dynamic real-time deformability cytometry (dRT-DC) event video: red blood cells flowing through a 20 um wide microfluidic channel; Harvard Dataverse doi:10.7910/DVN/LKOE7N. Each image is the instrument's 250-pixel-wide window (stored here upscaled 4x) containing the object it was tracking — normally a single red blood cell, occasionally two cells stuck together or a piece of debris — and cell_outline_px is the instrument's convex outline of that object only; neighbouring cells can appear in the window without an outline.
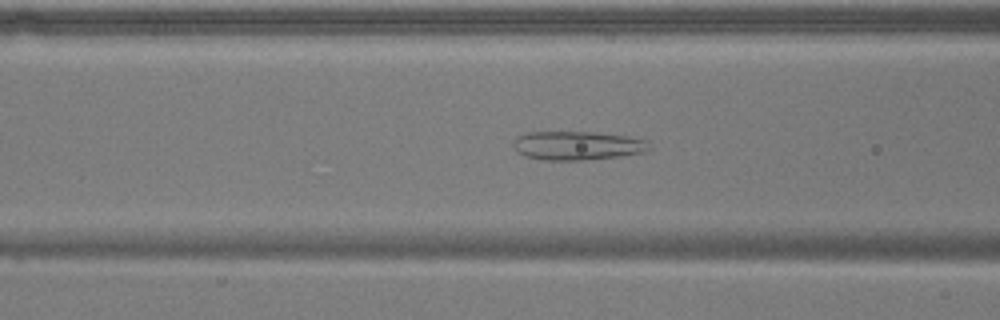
{"species": "common noctule bat (a hibernating species)", "species_latin": "Nyctalus noctula", "temperature_condition": "warm", "stored_images_in_passage": 53, "camera_frame_rate_fps": 3000, "um_per_image_px": 0.085, "animal": {"sex": "male", "body_mass_g": 17.9}, "frame": {"image": 1, "passage_image": 19, "time_ms": 6.0, "image_size_px": [1000, 320], "cell_outline_px": [[648, 148], [644, 152], [620, 156], [584, 160], [544, 160], [524, 156], [516, 152], [512, 144], [516, 136], [528, 132], [592, 132], [628, 136], [648, 140]], "centroid_in_image_um": [49.02, 12.37], "position_along_channel_um": 117.6, "area_um2": 22.89}}
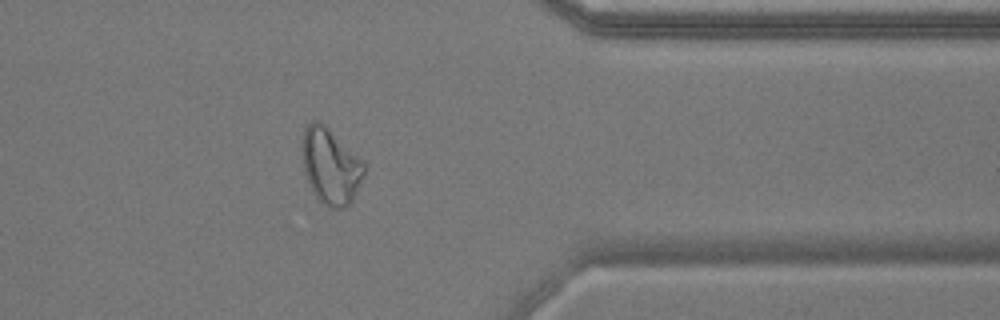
{"frame": {"image": 2, "passage_image": 42, "time_ms": 13.667, "image_size_px": [1000, 320], "cell_outline_px": [[364, 172], [352, 200], [344, 208], [328, 208], [312, 192], [304, 172], [304, 128], [312, 120], [320, 120], [364, 164]], "centroid_in_image_um": [28.08, 14.15], "position_along_channel_um": 383.3, "area_um2": 26.36}}
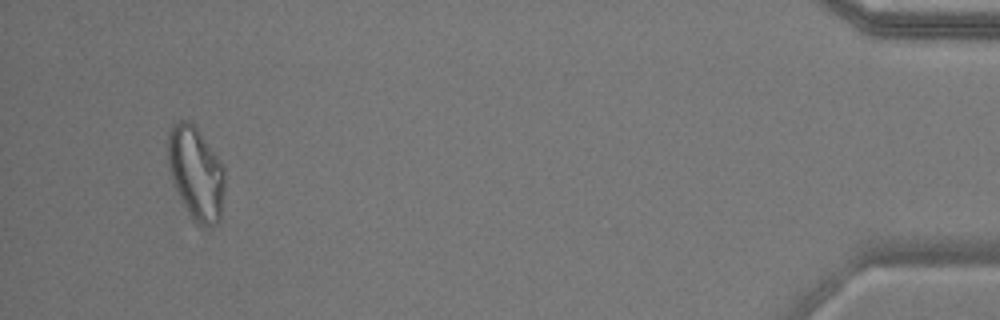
{"frame": {"image": 3, "passage_image": 50, "time_ms": 16.333, "image_size_px": [1000, 320], "cell_outline_px": [[224, 192], [220, 220], [216, 224], [196, 224], [192, 220], [180, 200], [168, 164], [168, 136], [172, 124], [176, 120], [188, 120], [196, 128], [220, 160], [224, 168]], "centroid_in_image_um": [16.65, 14.72], "position_along_channel_um": 418.5, "area_um2": 30.58}, "authors_computed_cell_mechanics": {"area_um2": 27.3972, "velocity_mm_per_s": 3.6513, "shape_relaxation_time_tau1_ms": null, "shape_relaxation_time_tau2_ms": 1.772, "deformation_change_tau1": null, "deformation_change_tau2": 0.1175}}